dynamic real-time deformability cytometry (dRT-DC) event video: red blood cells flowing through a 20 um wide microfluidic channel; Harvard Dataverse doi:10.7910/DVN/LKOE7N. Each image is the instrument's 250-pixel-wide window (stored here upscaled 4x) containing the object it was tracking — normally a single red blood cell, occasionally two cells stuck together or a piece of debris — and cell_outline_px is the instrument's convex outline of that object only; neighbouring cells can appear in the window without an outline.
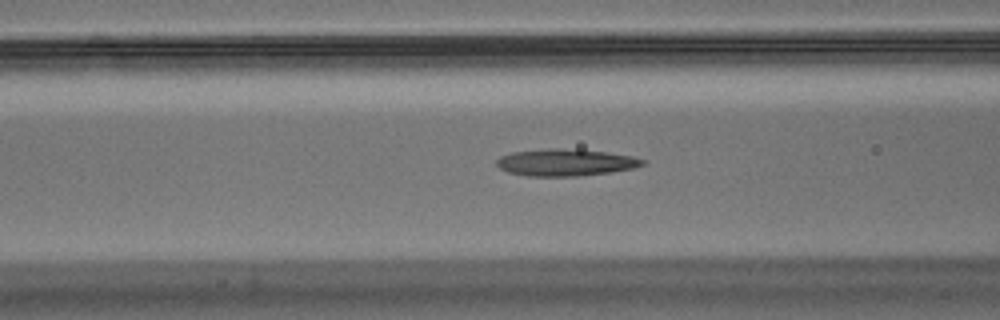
{"species": "Egyptian fruit bat (a non-hibernating species)", "species_latin": "Rousettus aegyptiacus", "temperature_condition": "warm", "stored_images_in_passage": 41, "camera_frame_rate_fps": 3000, "um_per_image_px": 0.085, "animal": {"sex": "male"}, "frame": {"image": 1, "passage_image": 18, "time_ms": 5.667, "image_size_px": [1000, 320], "cell_outline_px": [[644, 164], [636, 168], [608, 172], [576, 176], [528, 176], [508, 172], [500, 168], [496, 164], [496, 160], [500, 156], [512, 152], [548, 148], [560, 148], [604, 152], [632, 156], [644, 160]], "centroid_in_image_um": [48.03, 13.81], "position_along_channel_um": 118.6, "area_um2": 22.72}}
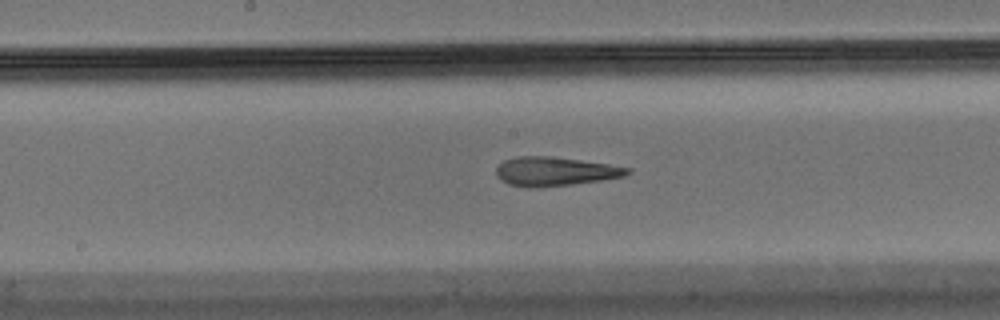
{"frame": {"image": 2, "passage_image": 25, "time_ms": 8.0, "image_size_px": [1000, 320], "cell_outline_px": [[632, 172], [624, 176], [600, 180], [572, 184], [536, 188], [528, 188], [508, 184], [496, 176], [496, 168], [504, 160], [516, 156], [552, 156], [608, 164], [632, 168]], "centroid_in_image_um": [47.15, 14.57], "position_along_channel_um": 201.0, "area_um2": 22.2}}
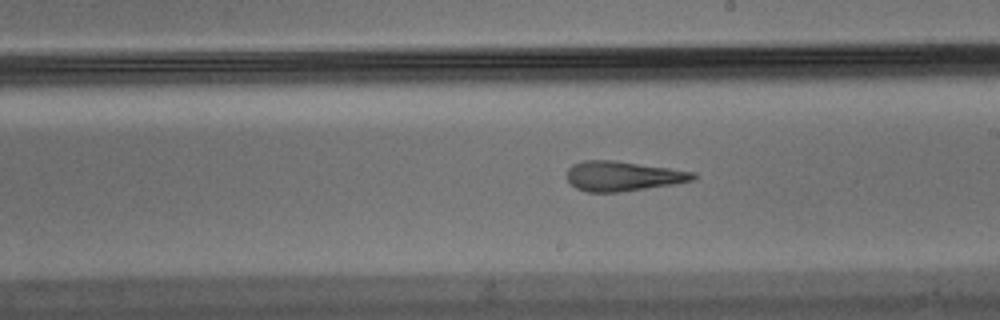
{"frame": {"image": 3, "passage_image": 28, "time_ms": 9.0, "image_size_px": [1000, 320], "cell_outline_px": [[696, 180], [672, 184], [620, 192], [588, 192], [576, 188], [568, 180], [568, 168], [572, 164], [584, 160], [612, 160], [696, 172]], "centroid_in_image_um": [52.94, 14.97], "position_along_channel_um": 236.1, "area_um2": 21.73}}